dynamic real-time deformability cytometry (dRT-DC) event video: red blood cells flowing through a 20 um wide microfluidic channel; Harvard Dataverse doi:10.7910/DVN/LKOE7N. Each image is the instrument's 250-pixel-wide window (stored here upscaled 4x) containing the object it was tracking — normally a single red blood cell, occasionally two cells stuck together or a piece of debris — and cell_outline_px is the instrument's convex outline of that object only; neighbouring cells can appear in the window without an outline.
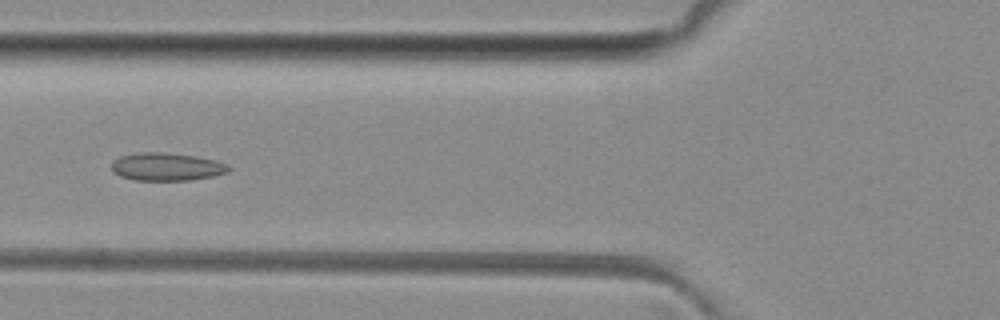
{"species": "common noctule bat (a hibernating species)", "species_latin": "Nyctalus noctula", "temperature_condition": "room temperature", "stored_images_in_passage": 49, "camera_frame_rate_fps": 3000, "um_per_image_px": 0.085, "animal": {"sex": "female", "body_mass_g": 29.2, "forearm_length_mm": 56.3}, "frame": {"image": 1, "passage_image": 18, "time_ms": 5.667, "image_size_px": [1000, 320], "cell_outline_px": [[232, 168], [228, 172], [212, 176], [188, 180], [136, 180], [120, 176], [112, 172], [112, 160], [120, 156], [140, 152], [164, 152], [196, 156], [216, 160], [228, 164]], "centroid_in_image_um": [14.16, 14.16], "position_along_channel_um": 111.6, "area_um2": 19.13}}
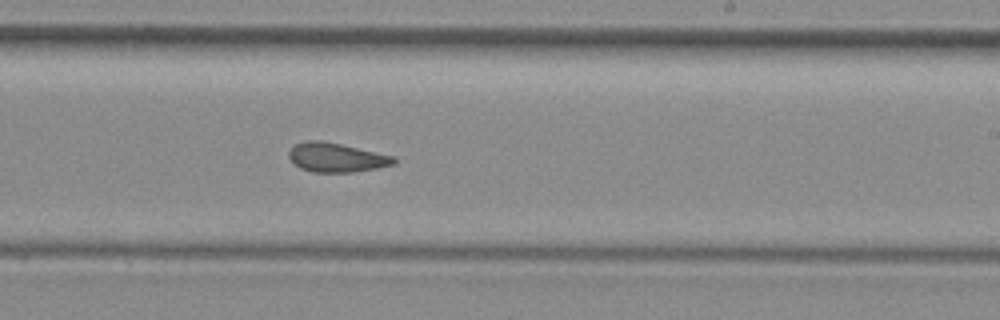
{"frame": {"image": 2, "passage_image": 29, "time_ms": 9.333, "image_size_px": [1000, 320], "cell_outline_px": [[396, 164], [376, 168], [352, 172], [312, 172], [300, 168], [288, 156], [288, 152], [296, 144], [308, 140], [320, 140], [340, 144], [396, 156]], "centroid_in_image_um": [28.62, 13.39], "position_along_channel_um": 260.4, "area_um2": 17.74}}
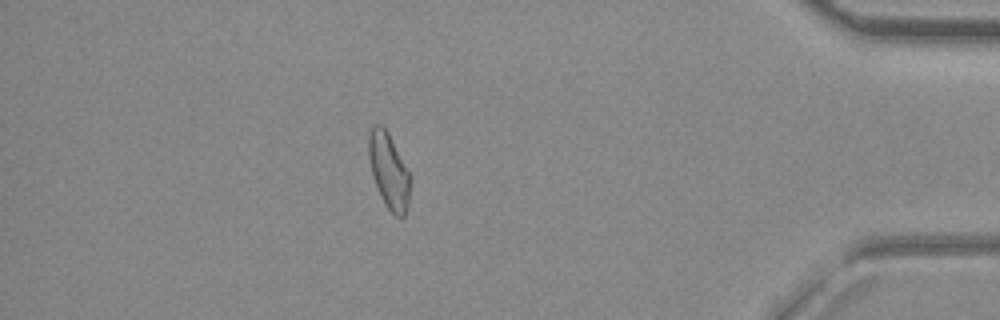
{"frame": {"image": 3, "passage_image": 43, "time_ms": 14.0, "image_size_px": [1000, 320], "cell_outline_px": [[412, 176], [408, 208], [404, 216], [396, 216], [388, 208], [372, 176], [368, 156], [368, 132], [372, 124], [380, 124], [388, 132]], "centroid_in_image_um": [33.07, 14.48], "position_along_channel_um": 402.1, "area_um2": 18.44}, "authors_computed_cell_mechanics": {"area_um2": 18.4382, "velocity_mm_per_s": 4.0566, "shape_relaxation_time_tau1_ms": null, "shape_relaxation_time_tau2_ms": 2.1014, "deformation_change_tau1": null, "deformation_change_tau2": 0.0913}}